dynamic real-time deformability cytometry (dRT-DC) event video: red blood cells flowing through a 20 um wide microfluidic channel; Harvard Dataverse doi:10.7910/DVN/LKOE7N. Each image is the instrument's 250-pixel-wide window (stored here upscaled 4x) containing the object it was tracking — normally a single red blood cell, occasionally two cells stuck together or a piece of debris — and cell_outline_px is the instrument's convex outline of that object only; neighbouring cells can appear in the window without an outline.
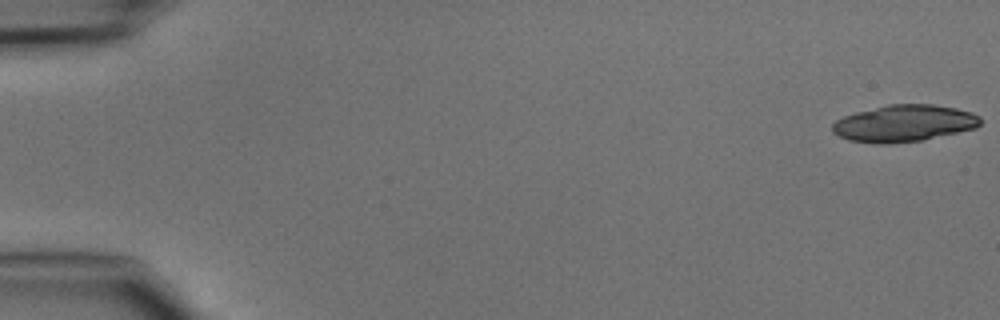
{"species": "common noctule bat (a hibernating species)", "species_latin": "Nyctalus noctula", "temperature_condition": "cold", "stored_images_in_passage": 47, "camera_frame_rate_fps": 3000, "um_per_image_px": 0.085, "animal": {"sex": "male", "body_mass_g": 15.6}, "frame": {"image": 1, "passage_image": 1, "time_ms": 0.0, "image_size_px": [1000, 320], "cell_outline_px": [[980, 124], [976, 128], [920, 140], [888, 144], [876, 144], [848, 140], [832, 132], [832, 124], [836, 120], [844, 116], [856, 112], [888, 104], [932, 104], [956, 108], [972, 112], [980, 116]], "centroid_in_image_um": [76.82, 10.48], "position_along_channel_um": 8.2, "area_um2": 31.67}}